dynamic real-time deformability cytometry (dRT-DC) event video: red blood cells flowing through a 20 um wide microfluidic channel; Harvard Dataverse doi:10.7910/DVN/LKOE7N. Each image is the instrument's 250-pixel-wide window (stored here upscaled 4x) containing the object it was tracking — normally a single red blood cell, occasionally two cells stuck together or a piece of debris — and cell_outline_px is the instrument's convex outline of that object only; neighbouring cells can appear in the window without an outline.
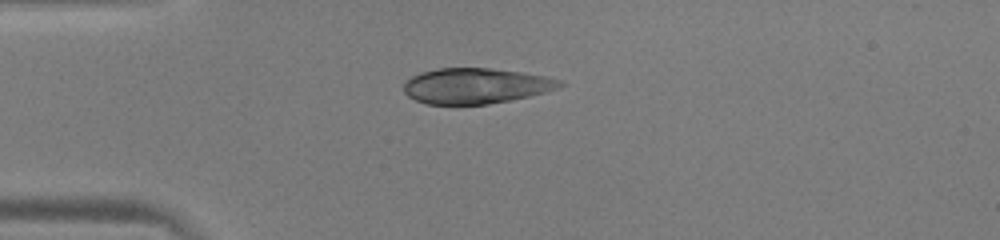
{"species": "human", "species_latin": "Homo sapiens", "temperature_condition": "warm", "stored_images_in_passage": 38, "camera_frame_rate_fps": 3000, "um_per_image_px": 0.085, "donor": {"sex": "male"}, "frame": {"image": 1, "passage_image": 1, "time_ms": 0.0, "image_size_px": [1000, 240], "cell_outline_px": [[564, 84], [556, 88], [544, 92], [528, 96], [488, 104], [428, 104], [416, 100], [408, 96], [404, 92], [404, 84], [412, 76], [420, 72], [436, 68], [492, 68], [548, 76], [564, 80]], "centroid_in_image_um": [40.44, 7.28], "position_along_channel_um": 44.6, "area_um2": 32.19}}
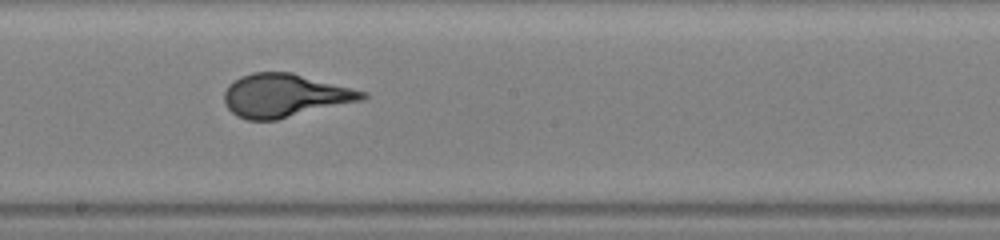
{"frame": {"image": 2, "passage_image": 16, "time_ms": 5.0, "image_size_px": [1000, 240], "cell_outline_px": [[368, 96], [364, 100], [276, 120], [248, 120], [236, 116], [224, 104], [224, 92], [228, 84], [240, 76], [252, 72], [292, 72], [368, 92]], "centroid_in_image_um": [24.21, 8.12], "position_along_channel_um": 224.0, "area_um2": 35.08}}
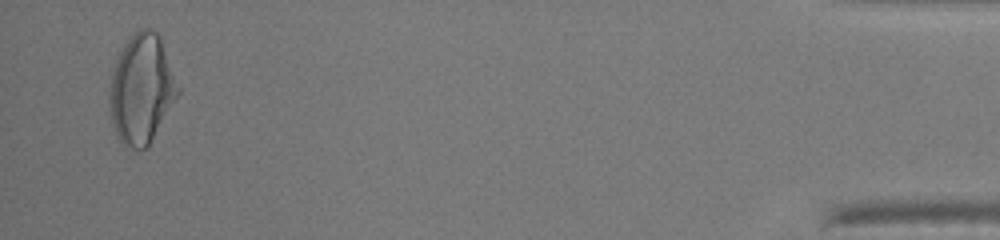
{"frame": {"image": 3, "passage_image": 37, "time_ms": 12.0, "image_size_px": [1000, 240], "cell_outline_px": [[180, 92], [148, 144], [144, 148], [132, 148], [124, 144], [120, 140], [112, 124], [108, 96], [112, 72], [116, 56], [128, 36], [136, 28], [152, 28], [160, 36], [180, 88]], "centroid_in_image_um": [12.01, 7.47], "position_along_channel_um": 423.2, "area_um2": 43.52}}